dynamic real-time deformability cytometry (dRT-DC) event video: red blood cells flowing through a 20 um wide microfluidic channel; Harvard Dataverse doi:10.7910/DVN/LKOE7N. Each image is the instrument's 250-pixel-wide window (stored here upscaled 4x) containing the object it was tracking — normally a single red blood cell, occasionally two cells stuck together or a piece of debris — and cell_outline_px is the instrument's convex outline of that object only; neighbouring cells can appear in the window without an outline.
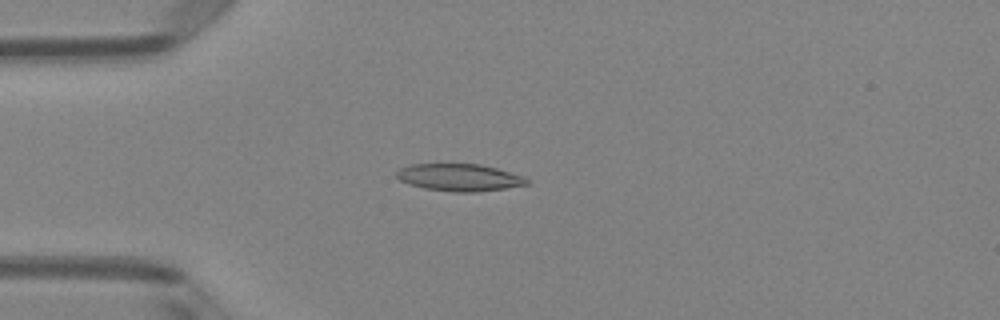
{"species": "Egyptian fruit bat (a non-hibernating species)", "species_latin": "Rousettus aegyptiacus", "temperature_condition": "room temperature", "stored_images_in_passage": 49, "camera_frame_rate_fps": 3000, "um_per_image_px": 0.085, "animal": {"sex": "female"}, "frame": {"image": 1, "passage_image": 12, "time_ms": 3.667, "image_size_px": [1000, 320], "cell_outline_px": [[528, 184], [504, 188], [476, 192], [452, 192], [424, 188], [408, 184], [400, 180], [396, 176], [396, 172], [400, 168], [412, 164], [480, 164], [496, 168], [524, 176], [528, 180]], "centroid_in_image_um": [39.02, 15.08], "position_along_channel_um": 46.0, "area_um2": 20.58}}
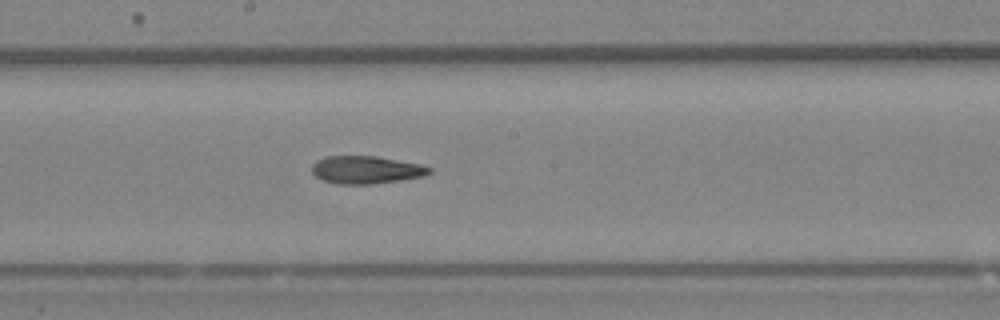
{"frame": {"image": 2, "passage_image": 26, "time_ms": 8.333, "image_size_px": [1000, 320], "cell_outline_px": [[432, 172], [424, 176], [400, 180], [372, 184], [336, 184], [324, 180], [316, 176], [312, 172], [312, 164], [316, 160], [324, 156], [376, 156], [420, 164], [432, 168]], "centroid_in_image_um": [31.11, 14.43], "position_along_channel_um": 217.1, "area_um2": 19.02}}
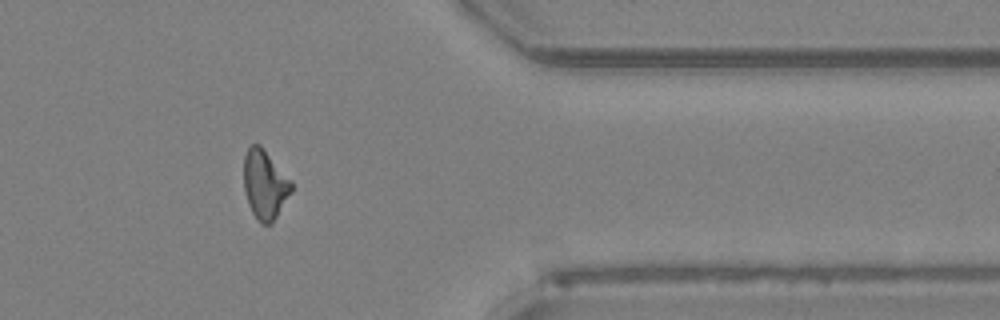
{"frame": {"image": 3, "passage_image": 40, "time_ms": 13.0, "image_size_px": [1000, 320], "cell_outline_px": [[292, 192], [272, 224], [260, 224], [252, 212], [248, 204], [244, 192], [244, 156], [248, 148], [252, 144], [260, 144], [292, 184]], "centroid_in_image_um": [22.48, 15.72], "position_along_channel_um": 388.9, "area_um2": 18.96}, "authors_computed_cell_mechanics": {"area_um2": 19.4786, "velocity_mm_per_s": 4.0428, "shape_relaxation_time_tau1_ms": null, "shape_relaxation_time_tau2_ms": 10.0197, "deformation_change_tau1": null, "deformation_change_tau2": 0.248}}